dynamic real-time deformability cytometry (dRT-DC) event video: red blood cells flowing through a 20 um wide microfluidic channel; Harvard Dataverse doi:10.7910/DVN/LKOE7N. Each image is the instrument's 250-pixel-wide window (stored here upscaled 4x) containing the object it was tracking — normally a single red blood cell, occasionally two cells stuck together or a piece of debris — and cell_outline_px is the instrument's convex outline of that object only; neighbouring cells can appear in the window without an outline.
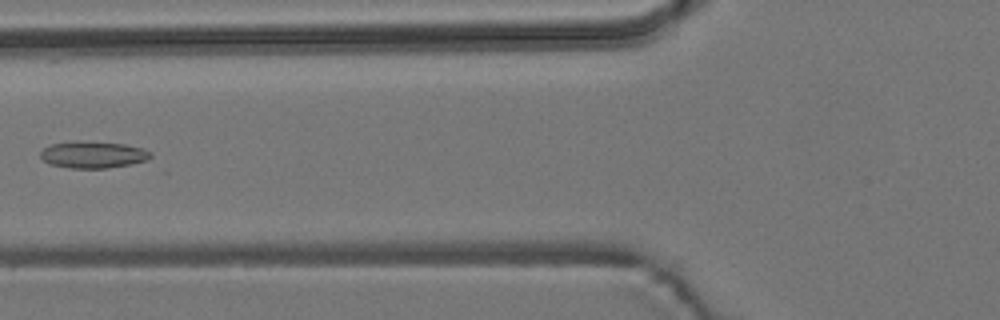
{"species": "common noctule bat (a hibernating species)", "species_latin": "Nyctalus noctula", "temperature_condition": "room temperature", "stored_images_in_passage": 6, "camera_frame_rate_fps": 3000, "um_per_image_px": 0.085, "animal": {"sex": "male", "body_mass_g": 19.2, "forearm_length_mm": 51.8}, "frame": {"image": 1, "passage_image": 6, "time_ms": 6.0, "image_size_px": [1000, 320], "cell_outline_px": [[152, 156], [148, 160], [108, 168], [68, 168], [48, 164], [40, 156], [40, 152], [44, 148], [52, 144], [76, 140], [124, 144], [144, 148], [152, 152]], "centroid_in_image_um": [7.91, 13.14], "position_along_channel_um": 117.9, "area_um2": 17.34}}